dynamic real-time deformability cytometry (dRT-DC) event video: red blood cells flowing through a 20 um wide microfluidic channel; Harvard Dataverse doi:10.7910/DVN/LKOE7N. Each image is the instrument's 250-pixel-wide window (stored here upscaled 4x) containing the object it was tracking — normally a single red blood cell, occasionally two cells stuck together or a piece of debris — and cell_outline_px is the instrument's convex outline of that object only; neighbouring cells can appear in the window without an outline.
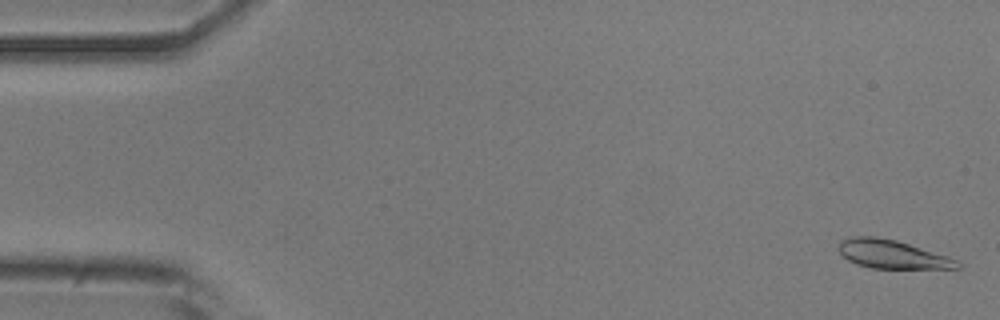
{"species": "common noctule bat (a hibernating species)", "species_latin": "Nyctalus noctula", "temperature_condition": "room temperature", "stored_images_in_passage": 54, "camera_frame_rate_fps": 3000, "um_per_image_px": 0.085, "animal": {"sex": "male", "body_mass_g": 20.5, "forearm_length_mm": 52.5}, "frame": {"image": 1, "passage_image": 2, "time_ms": 0.333, "image_size_px": [1000, 320], "cell_outline_px": [[960, 268], [872, 268], [856, 264], [848, 260], [840, 252], [840, 240], [852, 236], [876, 236], [896, 240], [948, 256], [960, 260]], "centroid_in_image_um": [75.85, 21.61], "position_along_channel_um": 9.2, "area_um2": 19.59}}
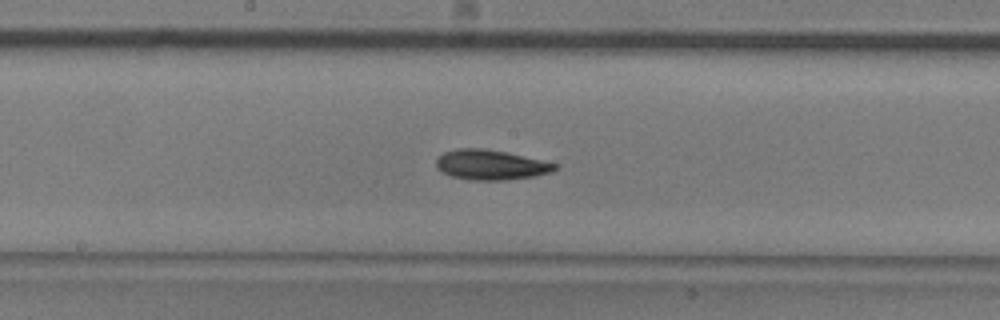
{"frame": {"image": 2, "passage_image": 28, "time_ms": 9.0, "image_size_px": [1000, 320], "cell_outline_px": [[560, 168], [552, 172], [536, 176], [508, 180], [472, 180], [452, 176], [436, 168], [436, 160], [444, 152], [456, 148], [484, 148], [508, 152], [560, 164]], "centroid_in_image_um": [41.78, 14.0], "position_along_channel_um": 206.4, "area_um2": 21.04}}
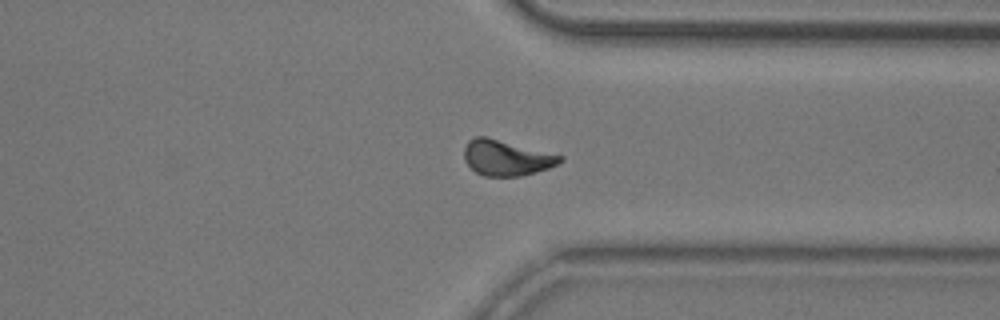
{"frame": {"image": 3, "passage_image": 41, "time_ms": 13.333, "image_size_px": [1000, 320], "cell_outline_px": [[564, 160], [548, 168], [536, 172], [520, 176], [484, 176], [476, 172], [464, 160], [464, 148], [468, 140], [476, 136], [484, 136], [564, 156]], "centroid_in_image_um": [43.03, 13.42], "position_along_channel_um": 368.4, "area_um2": 19.65}}